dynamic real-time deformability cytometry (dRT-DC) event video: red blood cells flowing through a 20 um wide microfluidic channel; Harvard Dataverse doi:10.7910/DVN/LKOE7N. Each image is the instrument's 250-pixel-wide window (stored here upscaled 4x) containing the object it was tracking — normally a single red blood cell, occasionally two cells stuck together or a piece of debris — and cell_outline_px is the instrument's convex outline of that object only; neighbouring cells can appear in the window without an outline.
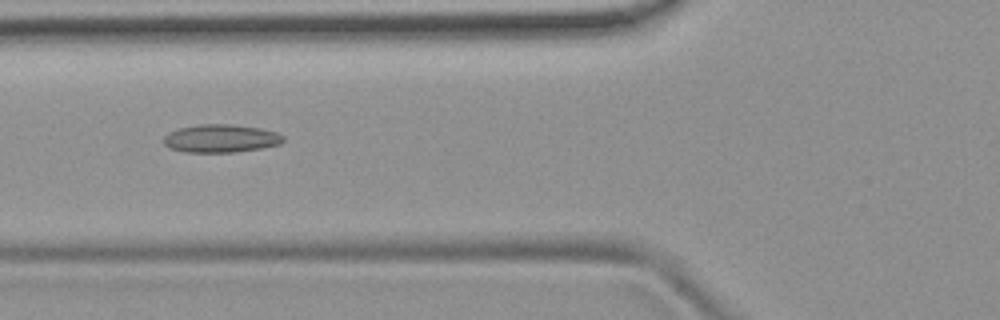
{"species": "common noctule bat (a hibernating species)", "species_latin": "Nyctalus noctula", "temperature_condition": "room temperature", "stored_images_in_passage": 6, "camera_frame_rate_fps": 3000, "um_per_image_px": 0.085, "animal": {"sex": "female", "body_mass_g": 19.9}, "frame": {"image": 1, "passage_image": 6, "time_ms": 6.0, "image_size_px": [1000, 320], "cell_outline_px": [[284, 140], [280, 144], [260, 148], [236, 152], [184, 152], [168, 148], [164, 144], [164, 136], [168, 132], [180, 128], [200, 124], [232, 124], [260, 128], [276, 132], [284, 136]], "centroid_in_image_um": [18.75, 11.77], "position_along_channel_um": 107.0, "area_um2": 19.59}}